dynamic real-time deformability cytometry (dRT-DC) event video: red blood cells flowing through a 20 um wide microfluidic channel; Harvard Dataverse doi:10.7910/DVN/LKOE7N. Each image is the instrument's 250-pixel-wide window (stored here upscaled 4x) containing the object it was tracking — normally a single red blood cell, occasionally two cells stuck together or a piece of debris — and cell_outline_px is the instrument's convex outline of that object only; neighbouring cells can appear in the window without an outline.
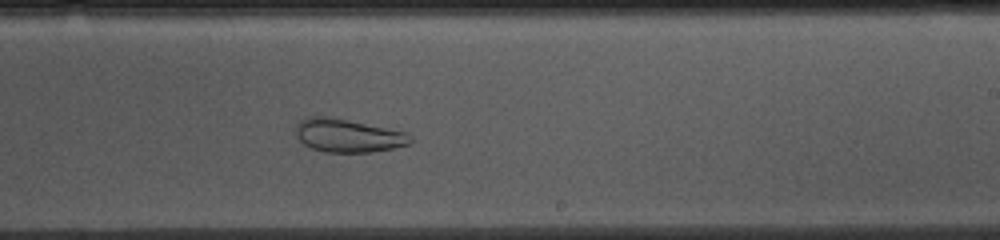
{"species": "common noctule bat (a hibernating species)", "species_latin": "Nyctalus noctula", "temperature_condition": "cold", "stored_images_in_passage": 38, "camera_frame_rate_fps": 3000, "um_per_image_px": 0.085, "animal": {"sex": "female", "body_mass_g": 10.0, "forearm_length_mm": 53.1}, "frame": {"image": 1, "passage_image": 16, "time_ms": 5.0, "image_size_px": [1000, 240], "cell_outline_px": [[412, 140], [408, 144], [392, 148], [372, 152], [324, 152], [312, 148], [304, 144], [300, 140], [296, 132], [296, 124], [300, 120], [308, 116], [324, 116], [348, 120], [408, 132], [412, 136]], "centroid_in_image_um": [29.58, 11.52], "position_along_channel_um": 259.4, "area_um2": 22.14}}
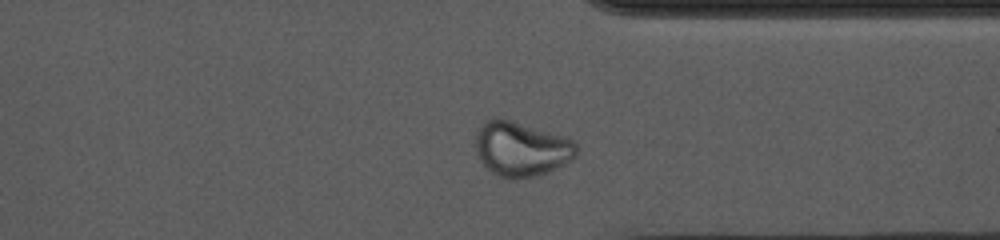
{"frame": {"image": 2, "passage_image": 25, "time_ms": 8.0, "image_size_px": [1000, 240], "cell_outline_px": [[576, 156], [572, 160], [548, 172], [536, 176], [500, 176], [492, 172], [480, 160], [476, 152], [476, 132], [480, 124], [488, 120], [508, 120], [576, 140]], "centroid_in_image_um": [44.32, 12.65], "position_along_channel_um": 367.1, "area_um2": 31.21}}
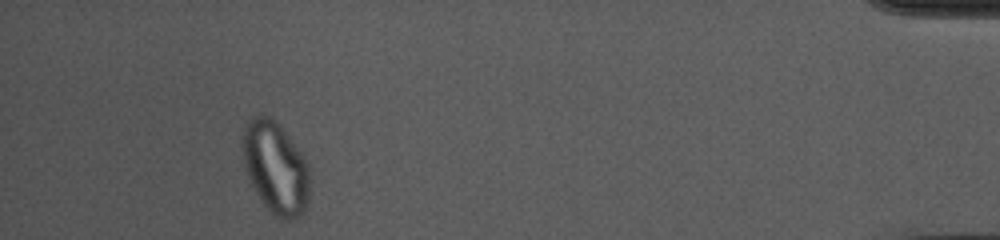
{"frame": {"image": 3, "passage_image": 34, "time_ms": 11.0, "image_size_px": [1000, 240], "cell_outline_px": [[308, 200], [304, 212], [300, 216], [292, 220], [288, 220], [276, 216], [264, 204], [256, 192], [248, 176], [244, 164], [240, 140], [240, 136], [248, 120], [252, 116], [260, 112], [276, 120], [304, 156], [308, 164]], "centroid_in_image_um": [23.39, 14.19], "position_along_channel_um": 411.8, "area_um2": 36.24}}